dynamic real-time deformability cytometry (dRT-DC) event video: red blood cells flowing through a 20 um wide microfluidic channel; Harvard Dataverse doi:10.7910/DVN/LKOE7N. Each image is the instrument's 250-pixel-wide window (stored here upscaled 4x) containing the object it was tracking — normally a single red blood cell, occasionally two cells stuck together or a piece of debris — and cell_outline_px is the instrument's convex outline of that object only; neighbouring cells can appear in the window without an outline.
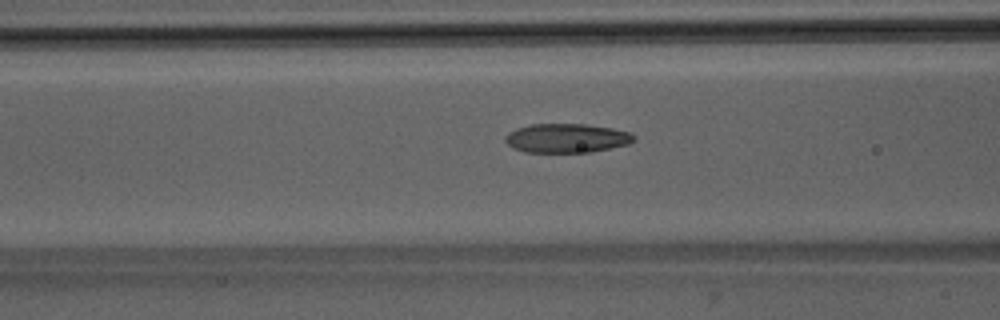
{"species": "Egyptian fruit bat (a non-hibernating species)", "species_latin": "Rousettus aegyptiacus", "temperature_condition": "room temperature", "stored_images_in_passage": 51, "camera_frame_rate_fps": 3000, "um_per_image_px": 0.085, "animal": {"sex": "male"}, "frame": {"image": 1, "passage_image": 21, "time_ms": 6.667, "image_size_px": [1000, 320], "cell_outline_px": [[636, 140], [628, 144], [592, 152], [524, 152], [512, 148], [504, 140], [504, 136], [508, 132], [516, 128], [532, 124], [584, 124], [612, 128], [632, 132], [636, 136]], "centroid_in_image_um": [48.17, 11.74], "position_along_channel_um": 118.4, "area_um2": 22.02}}
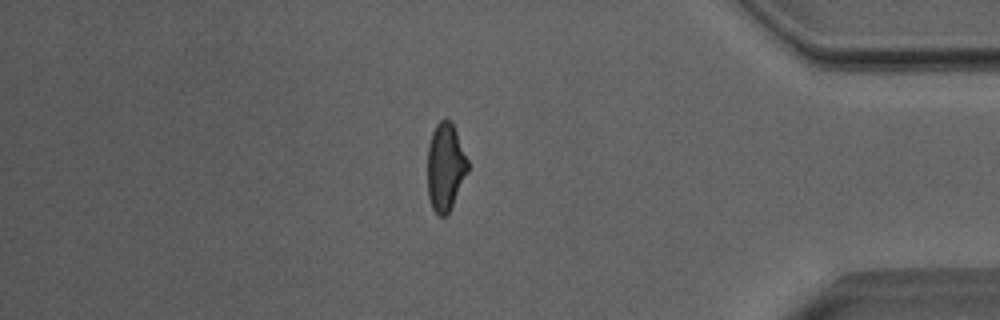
{"frame": {"image": 2, "passage_image": 44, "time_ms": 14.333, "image_size_px": [1000, 320], "cell_outline_px": [[468, 172], [448, 212], [444, 216], [440, 216], [432, 208], [428, 196], [428, 144], [432, 132], [436, 124], [440, 120], [452, 120], [468, 160]], "centroid_in_image_um": [37.85, 14.15], "position_along_channel_um": 397.3, "area_um2": 20.46}}
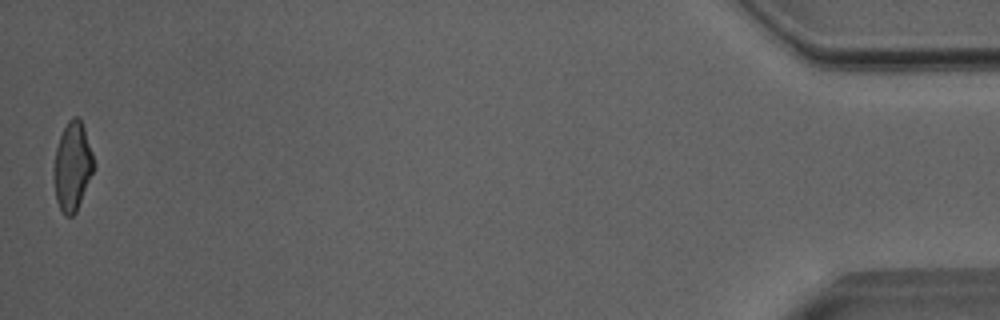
{"frame": {"image": 3, "passage_image": 51, "time_ms": 16.667, "image_size_px": [1000, 320], "cell_outline_px": [[96, 164], [76, 212], [72, 216], [64, 216], [56, 200], [52, 172], [52, 168], [56, 148], [60, 136], [68, 120], [72, 116], [76, 116], [80, 120], [84, 128]], "centroid_in_image_um": [6.13, 14.15], "position_along_channel_um": 429.1, "area_um2": 20.75}, "authors_computed_cell_mechanics": {"area_um2": 21.675, "velocity_mm_per_s": 4.0513, "shape_relaxation_time_tau1_ms": 6.4349, "shape_relaxation_time_tau2_ms": 1.6827, "deformation_change_tau1": 0.1968, "deformation_change_tau2": 0.0913}}